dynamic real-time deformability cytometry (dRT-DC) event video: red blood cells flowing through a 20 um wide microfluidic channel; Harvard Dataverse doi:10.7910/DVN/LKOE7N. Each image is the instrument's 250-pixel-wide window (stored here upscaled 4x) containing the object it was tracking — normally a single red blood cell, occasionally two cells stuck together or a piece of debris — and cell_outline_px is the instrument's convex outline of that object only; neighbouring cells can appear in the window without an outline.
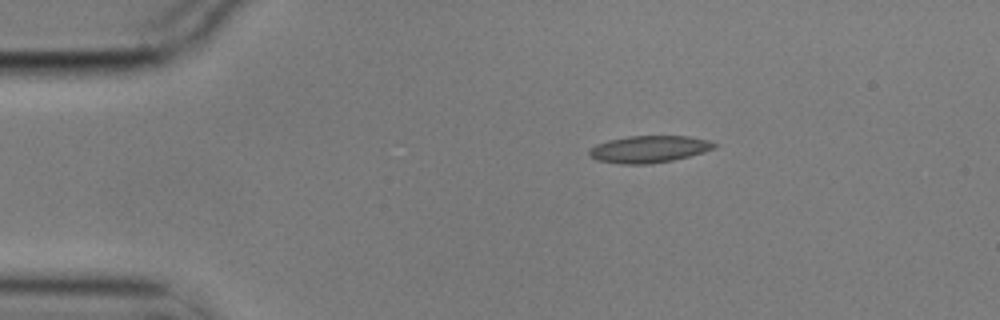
{"species": "common noctule bat (a hibernating species)", "species_latin": "Nyctalus noctula", "temperature_condition": "cold", "stored_images_in_passage": 5, "camera_frame_rate_fps": 3000, "um_per_image_px": 0.085, "animal": {"sex": "male", "body_mass_g": 17.9}, "frame": {"image": 1, "passage_image": 1, "time_ms": 0.0, "image_size_px": [1000, 320], "cell_outline_px": [[720, 144], [716, 148], [704, 152], [672, 160], [648, 164], [620, 164], [596, 160], [588, 156], [588, 152], [596, 144], [608, 140], [628, 136], [688, 136], [708, 140]], "centroid_in_image_um": [55.17, 12.68], "position_along_channel_um": 29.8, "area_um2": 19.77}}
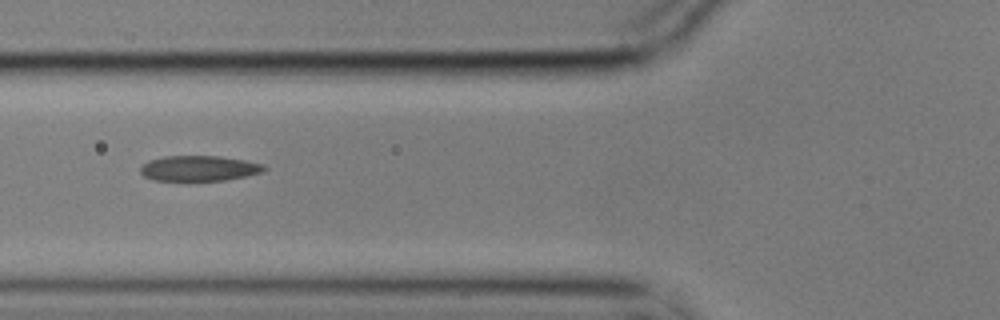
{"frame": {"image": 2, "passage_image": 4, "time_ms": 1.0, "image_size_px": [1000, 320], "cell_outline_px": [[268, 168], [264, 172], [248, 176], [224, 180], [156, 180], [144, 176], [140, 172], [140, 168], [148, 160], [164, 156], [216, 156], [244, 160], [264, 164]], "centroid_in_image_um": [16.96, 14.3], "position_along_channel_um": 108.8, "area_um2": 18.26}}
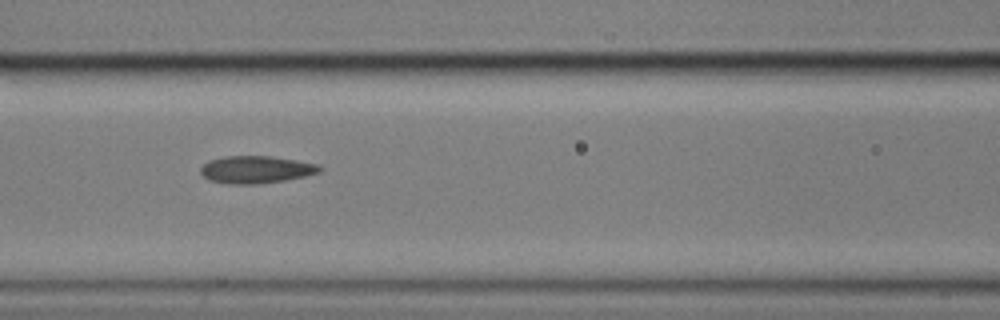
{"frame": {"image": 3, "passage_image": 5, "time_ms": 1.333, "image_size_px": [1000, 320], "cell_outline_px": [[324, 168], [320, 172], [304, 176], [284, 180], [256, 184], [228, 184], [208, 180], [200, 172], [200, 168], [208, 160], [224, 156], [268, 156], [296, 160], [316, 164]], "centroid_in_image_um": [21.73, 14.41], "position_along_channel_um": 144.9, "area_um2": 18.96}}